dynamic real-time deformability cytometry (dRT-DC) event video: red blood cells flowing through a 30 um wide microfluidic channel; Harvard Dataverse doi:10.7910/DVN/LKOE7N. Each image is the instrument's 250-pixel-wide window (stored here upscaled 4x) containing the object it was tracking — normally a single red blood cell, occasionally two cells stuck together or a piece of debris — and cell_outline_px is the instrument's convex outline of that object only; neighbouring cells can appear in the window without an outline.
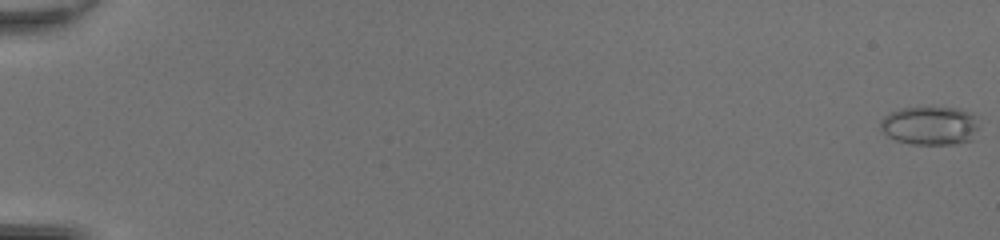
{"species": "common noctule bat (a hibernating species)", "species_latin": "Nyctalus noctula", "temperature_condition": "room temperature", "stored_images_in_passage": 51, "camera_frame_rate_fps": 3000, "um_per_image_px": 0.085, "animal": {"sex": "female", "body_mass_g": 20.0, "forearm_length_mm": 54.0}, "frame": {"image": 1, "passage_image": 1, "time_ms": 0.0, "image_size_px": [1000, 240], "cell_outline_px": [[980, 128], [972, 140], [952, 144], [912, 144], [896, 140], [888, 136], [880, 128], [880, 120], [884, 116], [900, 108], [960, 108], [972, 112], [976, 116]], "centroid_in_image_um": [79.1, 10.68], "position_along_channel_um": 5.9, "area_um2": 22.37}}
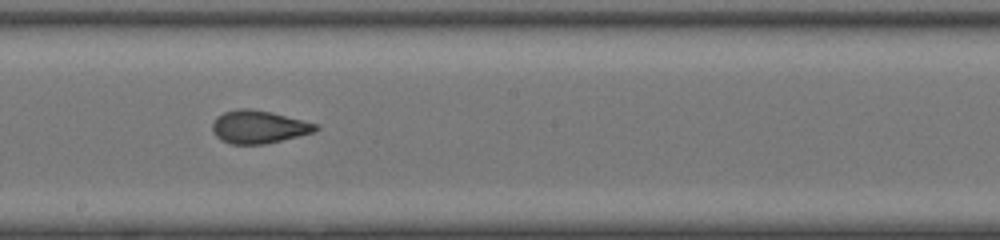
{"frame": {"image": 2, "passage_image": 31, "time_ms": 10.0, "image_size_px": [1000, 240], "cell_outline_px": [[320, 128], [312, 132], [264, 144], [232, 144], [220, 140], [212, 132], [212, 124], [216, 116], [224, 112], [236, 108], [252, 108], [272, 112], [320, 124]], "centroid_in_image_um": [21.96, 10.76], "position_along_channel_um": 226.2, "area_um2": 19.94}}
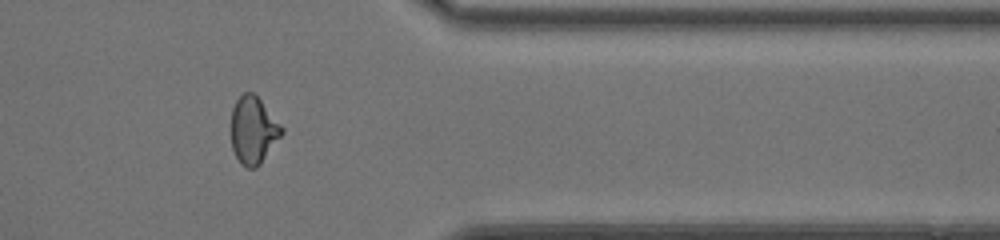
{"frame": {"image": 3, "passage_image": 43, "time_ms": 14.0, "image_size_px": [1000, 240], "cell_outline_px": [[284, 132], [260, 164], [256, 168], [248, 168], [240, 164], [232, 148], [232, 108], [236, 100], [244, 92], [252, 92], [260, 100], [284, 128]], "centroid_in_image_um": [21.53, 11.08], "position_along_channel_um": 389.9, "area_um2": 19.59}, "authors_computed_cell_mechanics": {"area_um2": 20.4612, "velocity_mm_per_s": 4.3473, "shape_relaxation_time_tau1_ms": null, "shape_relaxation_time_tau2_ms": 0.8847, "deformation_change_tau1": null, "deformation_change_tau2": 0.0799}}